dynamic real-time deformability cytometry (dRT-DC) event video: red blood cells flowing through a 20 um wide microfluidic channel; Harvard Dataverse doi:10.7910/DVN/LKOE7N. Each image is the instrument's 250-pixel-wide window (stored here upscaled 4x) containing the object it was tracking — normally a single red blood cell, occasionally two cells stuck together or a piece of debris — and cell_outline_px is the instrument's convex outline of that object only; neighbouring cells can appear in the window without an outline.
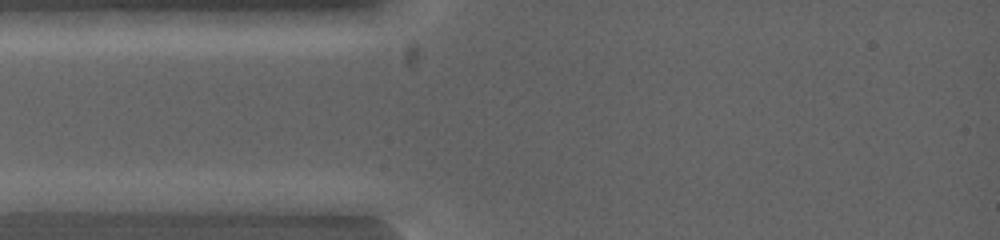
{"species": "common noctule bat (a hibernating species)", "species_latin": "Nyctalus noctula", "temperature_condition": "warm", "stored_images_in_passage": 2, "camera_frame_rate_fps": 5000, "um_per_image_px": 0.085, "animal": {"sex": "female", "body_mass_g": 19.0, "forearm_length_mm": 53.3}, "frame": {"image": 1, "passage_image": 1, "time_ms": 0.0, "image_size_px": [1000, 240], "cell_outline_px": [[120, 200], [96, 212], [24, 212], [16, 200], [36, 192], [96, 192]], "centroid_in_image_um": [5.55, 17.18], "position_along_channel_um": 79.4, "area_um2": 12.37}}